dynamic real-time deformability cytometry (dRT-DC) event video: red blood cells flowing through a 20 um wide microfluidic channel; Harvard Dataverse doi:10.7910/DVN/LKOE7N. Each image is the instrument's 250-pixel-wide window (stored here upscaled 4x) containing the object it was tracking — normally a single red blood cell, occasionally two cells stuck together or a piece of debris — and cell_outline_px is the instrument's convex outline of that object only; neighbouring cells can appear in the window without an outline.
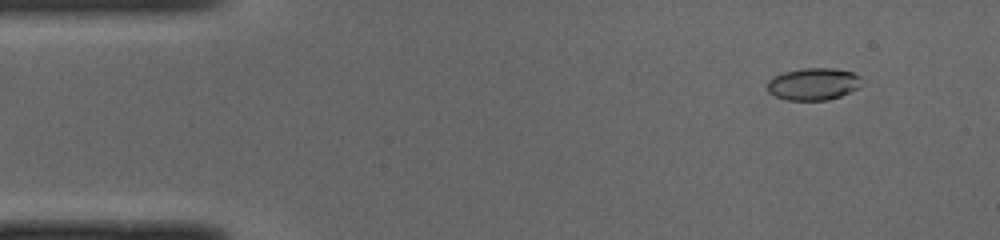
{"species": "common noctule bat (a hibernating species)", "species_latin": "Nyctalus noctula", "temperature_condition": "cold", "stored_images_in_passage": 37, "camera_frame_rate_fps": 3000, "um_per_image_px": 0.085, "animal": {"sex": "male", "body_mass_g": 19.0, "forearm_length_mm": 50.8}, "frame": {"image": 1, "passage_image": 5, "time_ms": 1.333, "image_size_px": [1000, 240], "cell_outline_px": [[860, 88], [840, 96], [828, 100], [784, 100], [768, 92], [768, 80], [784, 72], [804, 68], [832, 68], [852, 72], [860, 76]], "centroid_in_image_um": [69.15, 7.15], "position_along_channel_um": 15.9, "area_um2": 17.63}}
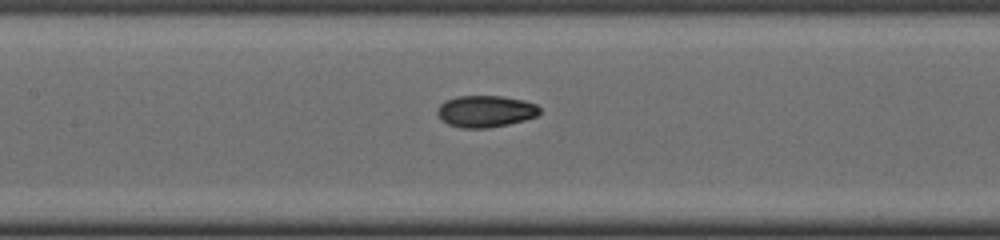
{"frame": {"image": 2, "passage_image": 23, "time_ms": 7.333, "image_size_px": [1000, 240], "cell_outline_px": [[540, 112], [536, 116], [524, 120], [508, 124], [488, 128], [460, 128], [448, 124], [440, 120], [436, 112], [436, 108], [444, 100], [456, 96], [504, 96], [524, 100], [536, 104], [540, 108]], "centroid_in_image_um": [41.23, 9.46], "position_along_channel_um": 166.2, "area_um2": 19.19}}
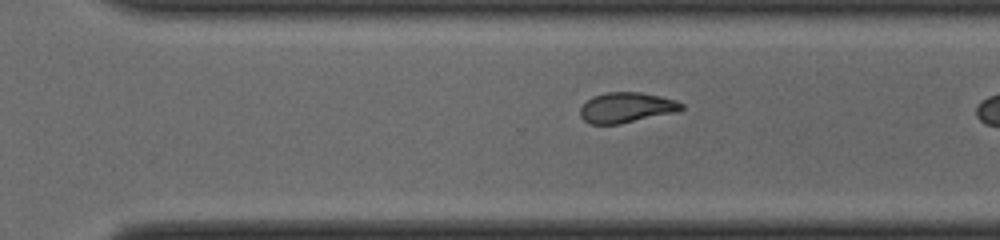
{"frame": {"image": 3, "passage_image": 37, "time_ms": 12.0, "image_size_px": [1000, 240], "cell_outline_px": [[684, 108], [676, 112], [620, 124], [588, 124], [580, 116], [580, 108], [592, 96], [608, 92], [640, 92], [660, 96], [676, 100], [684, 104]], "centroid_in_image_um": [53.25, 9.14], "position_along_channel_um": 317.4, "area_um2": 17.92}}